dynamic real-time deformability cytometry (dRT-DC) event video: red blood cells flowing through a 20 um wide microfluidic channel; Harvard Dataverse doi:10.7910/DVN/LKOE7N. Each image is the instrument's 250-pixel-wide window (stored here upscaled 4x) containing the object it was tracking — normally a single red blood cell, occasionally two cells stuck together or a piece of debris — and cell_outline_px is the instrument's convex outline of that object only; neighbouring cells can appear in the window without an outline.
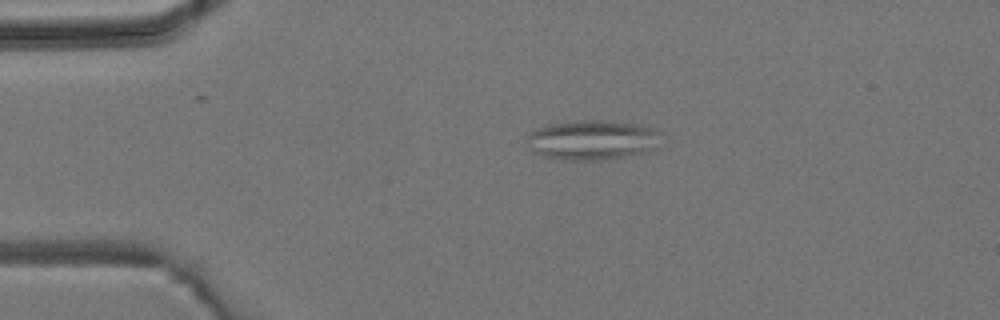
{"species": "common noctule bat (a hibernating species)", "species_latin": "Nyctalus noctula", "temperature_condition": "room temperature", "stored_images_in_passage": 3, "camera_frame_rate_fps": 3000, "um_per_image_px": 0.085, "animal": {"sex": "male", "body_mass_g": 19.2, "forearm_length_mm": 51.8}, "frame": {"image": 1, "passage_image": 2, "time_ms": 1.667, "image_size_px": [1000, 320], "cell_outline_px": [[660, 132], [652, 148], [648, 152], [628, 156], [604, 160], [560, 160], [544, 156], [532, 152], [524, 140], [536, 128], [548, 124], [576, 120], [612, 120], [640, 124], [656, 128]], "centroid_in_image_um": [50.3, 11.89], "position_along_channel_um": 34.7, "area_um2": 31.56}}